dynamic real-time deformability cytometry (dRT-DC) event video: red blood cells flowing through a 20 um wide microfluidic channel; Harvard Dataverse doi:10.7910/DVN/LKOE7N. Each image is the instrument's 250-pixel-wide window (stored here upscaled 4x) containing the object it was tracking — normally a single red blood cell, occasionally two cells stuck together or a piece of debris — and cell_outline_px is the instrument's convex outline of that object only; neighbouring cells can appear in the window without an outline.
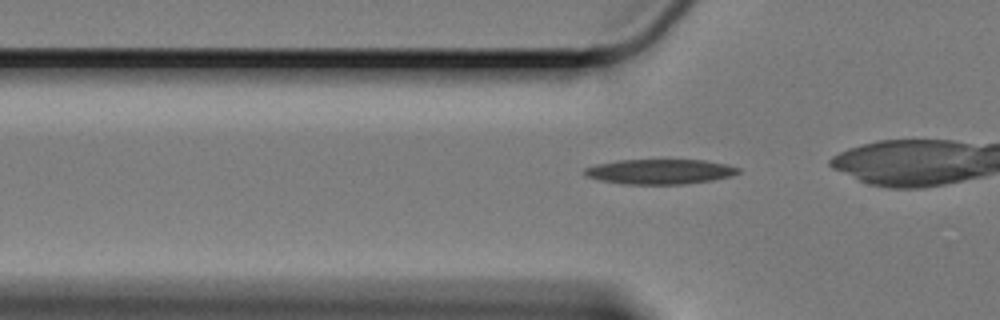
{"species": "Egyptian fruit bat (a non-hibernating species)", "species_latin": "Rousettus aegyptiacus", "temperature_condition": "cold", "stored_images_in_passage": 31, "camera_frame_rate_fps": 3000, "um_per_image_px": 0.085, "animal": {"sex": "female"}, "frame": {"image": 1, "passage_image": 3, "time_ms": 0.667, "image_size_px": [1000, 320], "cell_outline_px": [[740, 172], [732, 176], [712, 180], [684, 184], [620, 184], [600, 180], [588, 176], [584, 172], [584, 168], [596, 164], [620, 160], [704, 160], [724, 164], [740, 168]], "centroid_in_image_um": [56.09, 14.59], "position_along_channel_um": 69.7, "area_um2": 22.25}}
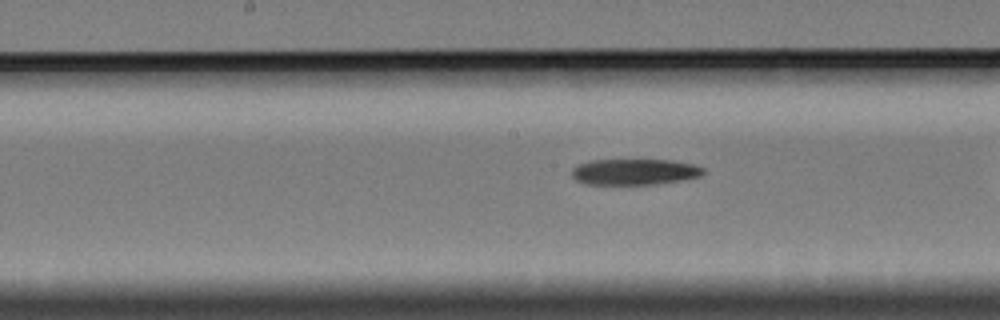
{"frame": {"image": 2, "passage_image": 14, "time_ms": 4.333, "image_size_px": [1000, 320], "cell_outline_px": [[704, 172], [700, 176], [680, 180], [656, 184], [584, 184], [576, 180], [572, 176], [572, 168], [580, 164], [592, 160], [672, 160], [692, 164], [704, 168]], "centroid_in_image_um": [53.92, 14.6], "position_along_channel_um": 194.3, "area_um2": 19.77}}
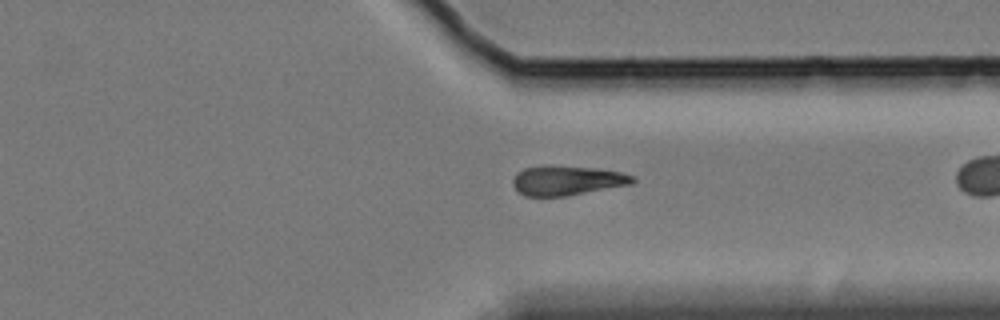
{"frame": {"image": 3, "passage_image": 29, "time_ms": 9.333, "image_size_px": [1000, 320], "cell_outline_px": [[636, 180], [628, 184], [564, 196], [524, 196], [512, 184], [512, 180], [516, 172], [524, 168], [544, 164], [596, 168], [620, 172], [632, 176]], "centroid_in_image_um": [48.11, 15.31], "position_along_channel_um": 363.3, "area_um2": 20.52}}